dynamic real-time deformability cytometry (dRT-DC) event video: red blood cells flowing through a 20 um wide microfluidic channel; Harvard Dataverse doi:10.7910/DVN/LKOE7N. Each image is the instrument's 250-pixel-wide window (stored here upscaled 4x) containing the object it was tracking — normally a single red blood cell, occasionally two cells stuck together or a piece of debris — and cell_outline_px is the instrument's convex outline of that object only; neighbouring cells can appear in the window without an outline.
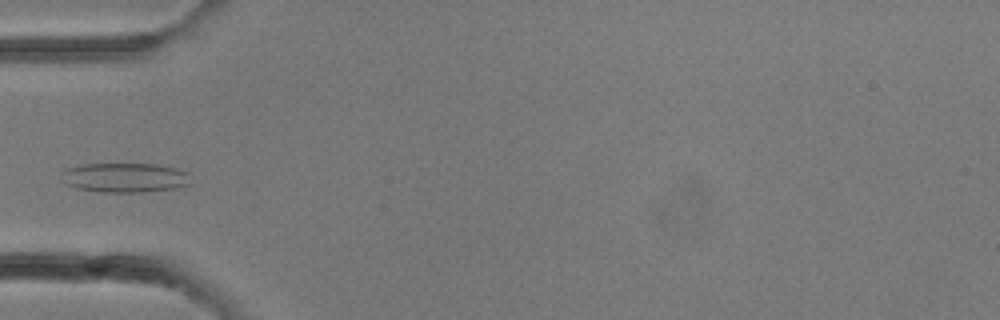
{"species": "common noctule bat (a hibernating species)", "species_latin": "Nyctalus noctula", "temperature_condition": "room temperature", "stored_images_in_passage": 11, "camera_frame_rate_fps": 3000, "um_per_image_px": 0.085, "animal": {"sex": "female"}, "frame": {"image": 1, "passage_image": 10, "time_ms": 3.0, "image_size_px": [1000, 320], "cell_outline_px": [[192, 184], [176, 188], [144, 192], [104, 192], [76, 188], [60, 180], [60, 172], [68, 168], [80, 164], [156, 164], [176, 168], [188, 172]], "centroid_in_image_um": [10.62, 15.09], "position_along_channel_um": 74.4, "area_um2": 22.48}}